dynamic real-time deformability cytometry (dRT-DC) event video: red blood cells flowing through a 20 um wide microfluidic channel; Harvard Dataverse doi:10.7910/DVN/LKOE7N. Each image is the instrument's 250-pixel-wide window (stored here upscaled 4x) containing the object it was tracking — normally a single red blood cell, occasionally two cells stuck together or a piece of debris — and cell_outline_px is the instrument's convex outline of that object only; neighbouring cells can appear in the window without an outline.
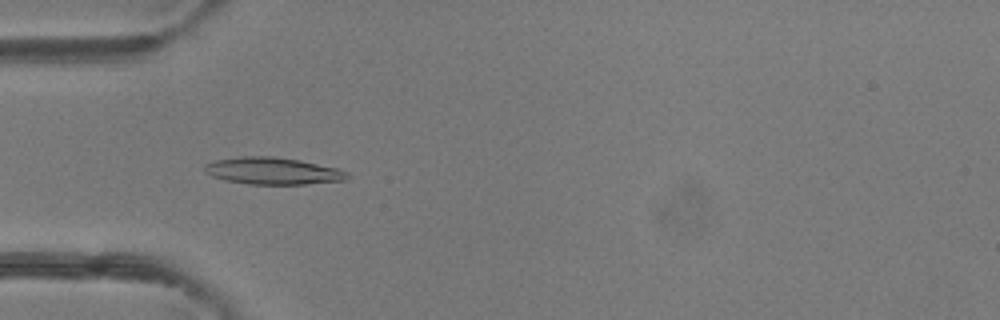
{"species": "common noctule bat (a hibernating species)", "species_latin": "Nyctalus noctula", "temperature_condition": "room temperature", "stored_images_in_passage": 47, "camera_frame_rate_fps": 3000, "um_per_image_px": 0.085, "animal": {"sex": "female"}, "frame": {"image": 1, "passage_image": 15, "time_ms": 4.667, "image_size_px": [1000, 320], "cell_outline_px": [[348, 176], [344, 180], [304, 184], [248, 184], [224, 180], [212, 176], [204, 172], [204, 164], [216, 160], [240, 156], [272, 156], [300, 160], [336, 168], [348, 172]], "centroid_in_image_um": [23.13, 14.52], "position_along_channel_um": 61.9, "area_um2": 22.37}}
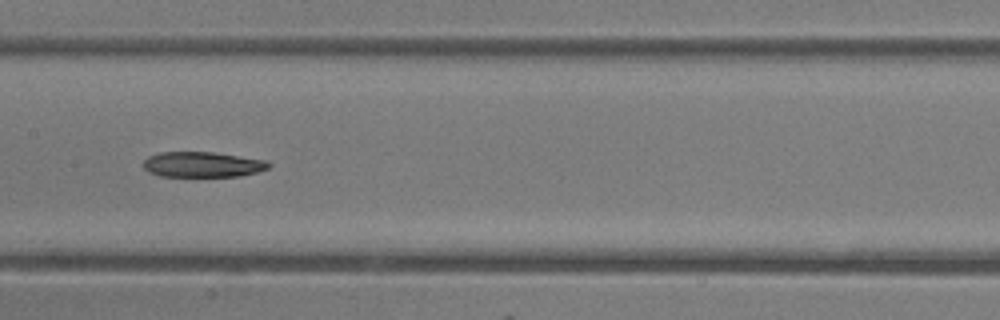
{"frame": {"image": 2, "passage_image": 24, "time_ms": 7.667, "image_size_px": [1000, 320], "cell_outline_px": [[272, 164], [268, 168], [256, 172], [240, 176], [160, 176], [148, 172], [144, 168], [144, 160], [148, 156], [160, 152], [212, 152], [268, 160]], "centroid_in_image_um": [17.22, 13.98], "position_along_channel_um": 190.2, "area_um2": 18.55}}
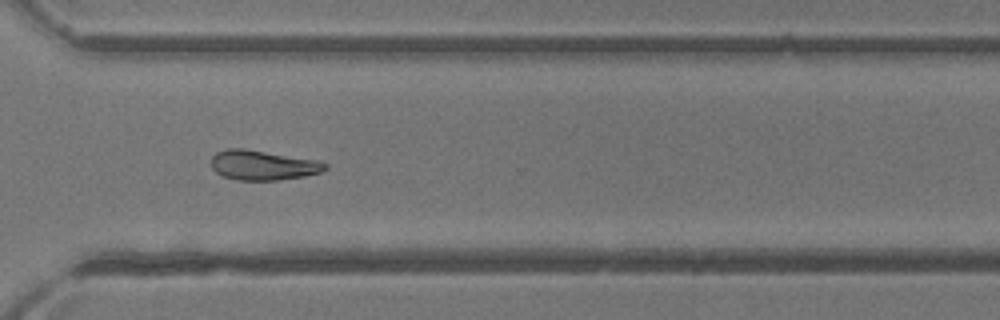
{"frame": {"image": 3, "passage_image": 35, "time_ms": 11.333, "image_size_px": [1000, 320], "cell_outline_px": [[328, 168], [320, 172], [304, 176], [276, 180], [236, 180], [224, 176], [216, 172], [212, 168], [212, 156], [216, 152], [228, 148], [244, 148], [316, 160], [328, 164]], "centroid_in_image_um": [22.33, 14.03], "position_along_channel_um": 348.3, "area_um2": 19.65}}